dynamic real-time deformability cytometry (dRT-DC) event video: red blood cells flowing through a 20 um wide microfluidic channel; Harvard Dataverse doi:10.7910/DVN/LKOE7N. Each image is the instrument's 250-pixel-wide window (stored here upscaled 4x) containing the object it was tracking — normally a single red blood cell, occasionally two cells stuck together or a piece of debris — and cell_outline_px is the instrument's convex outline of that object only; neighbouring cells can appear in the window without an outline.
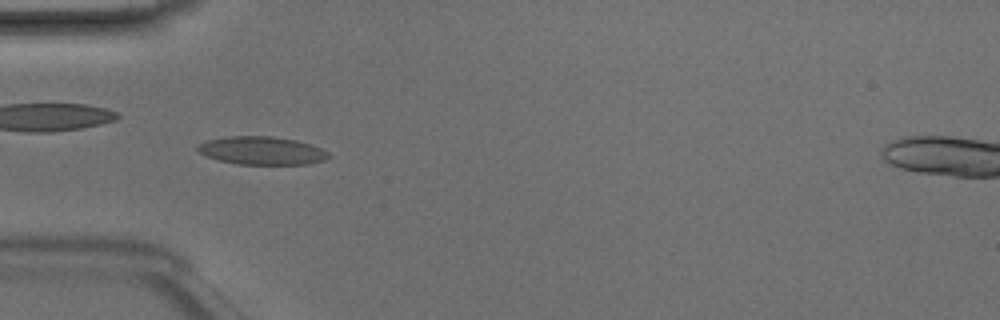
{"species": "Egyptian fruit bat (a non-hibernating species)", "species_latin": "Rousettus aegyptiacus", "temperature_condition": "room temperature", "stored_images_in_passage": 47, "camera_frame_rate_fps": 3000, "um_per_image_px": 0.085, "animal": {"sex": "male"}, "frame": {"image": 1, "passage_image": 14, "time_ms": 4.333, "image_size_px": [1000, 320], "cell_outline_px": [[328, 156], [324, 160], [308, 164], [236, 164], [220, 160], [208, 156], [200, 152], [196, 148], [200, 144], [208, 140], [228, 136], [272, 136], [296, 140], [320, 148], [328, 152]], "centroid_in_image_um": [22.25, 12.8], "position_along_channel_um": 62.7, "area_um2": 21.1}, "authors_computed_cell_mechanics": {"area_um2": 20.0566, "velocity_mm_per_s": 4.2159, "shape_relaxation_time_tau1_ms": null, "shape_relaxation_time_tau2_ms": 1.7397, "deformation_change_tau1": null, "deformation_change_tau2": 0.0758}}